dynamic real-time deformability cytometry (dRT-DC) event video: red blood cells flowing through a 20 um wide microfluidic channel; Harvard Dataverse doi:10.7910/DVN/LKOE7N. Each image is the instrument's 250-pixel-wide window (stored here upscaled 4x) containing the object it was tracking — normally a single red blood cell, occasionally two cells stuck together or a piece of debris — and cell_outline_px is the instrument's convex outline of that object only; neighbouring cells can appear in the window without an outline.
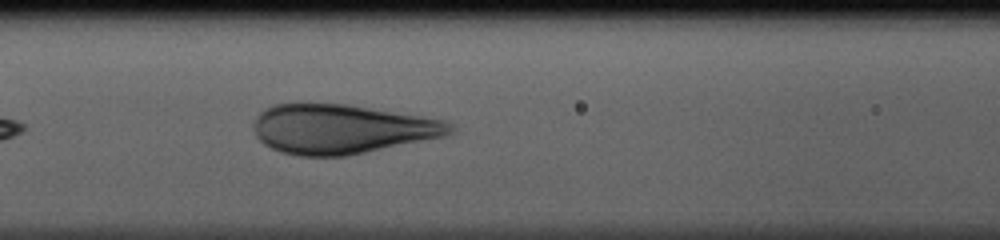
{"species": "human", "species_latin": "Homo sapiens", "temperature_condition": "cold", "stored_images_in_passage": 30, "camera_frame_rate_fps": 3000, "um_per_image_px": 0.085, "donor": {"sex": "male"}, "frame": {"image": 1, "passage_image": 8, "time_ms": 2.333, "image_size_px": [1000, 240], "cell_outline_px": [[456, 128], [452, 132], [444, 136], [348, 156], [296, 156], [280, 152], [264, 144], [256, 136], [256, 116], [260, 112], [276, 104], [348, 104], [444, 120], [452, 124]], "centroid_in_image_um": [29.06, 10.98], "position_along_channel_um": 137.5, "area_um2": 56.12}}
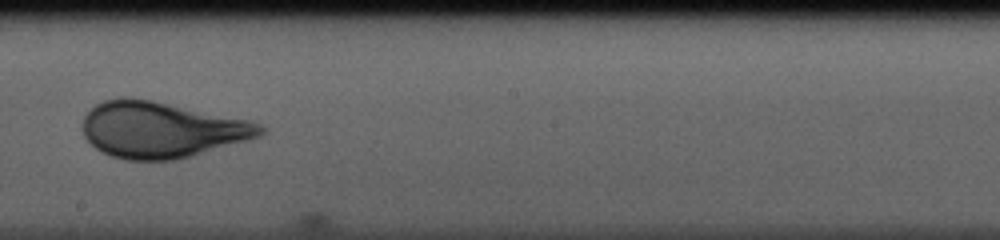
{"frame": {"image": 2, "passage_image": 15, "time_ms": 4.667, "image_size_px": [1000, 240], "cell_outline_px": [[268, 128], [260, 136], [248, 140], [192, 156], [176, 160], [124, 160], [112, 156], [96, 148], [84, 136], [84, 116], [96, 104], [104, 100], [120, 96], [132, 96], [252, 120]], "centroid_in_image_um": [13.76, 11.01], "position_along_channel_um": 234.4, "area_um2": 58.38}}
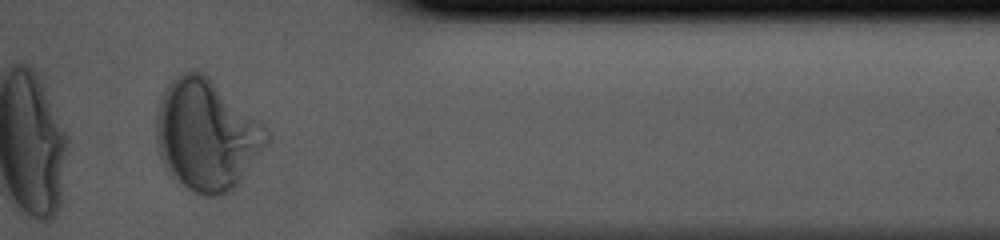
{"frame": {"image": 3, "passage_image": 27, "time_ms": 8.667, "image_size_px": [1000, 240], "cell_outline_px": [[268, 140], [236, 188], [232, 192], [224, 196], [208, 196], [196, 192], [188, 188], [168, 172], [164, 168], [160, 160], [156, 148], [156, 108], [160, 96], [168, 84], [172, 80], [188, 68], [192, 68], [204, 72], [260, 120], [268, 128]], "centroid_in_image_um": [17.52, 11.44], "position_along_channel_um": 393.9, "area_um2": 72.08}}